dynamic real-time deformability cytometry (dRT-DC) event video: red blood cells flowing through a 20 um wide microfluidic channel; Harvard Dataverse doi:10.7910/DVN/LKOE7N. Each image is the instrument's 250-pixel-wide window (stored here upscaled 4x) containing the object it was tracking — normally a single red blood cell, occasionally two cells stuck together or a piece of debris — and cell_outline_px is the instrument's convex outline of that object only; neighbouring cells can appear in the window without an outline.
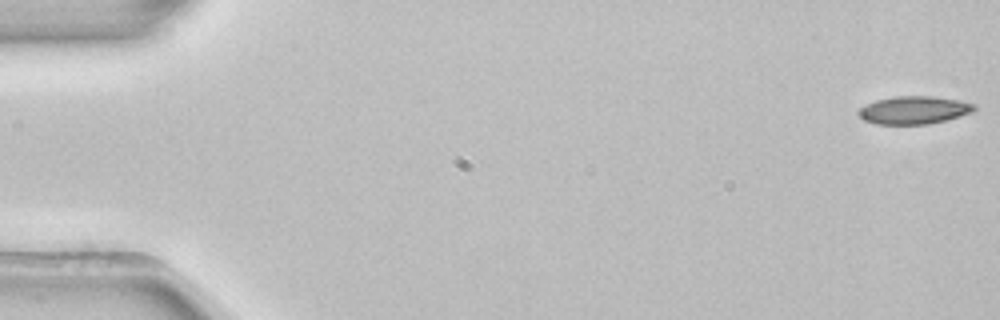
{"species": "common noctule bat (a hibernating species)", "species_latin": "Nyctalus noctula", "temperature_condition": "room temperature", "stored_images_in_passage": 53, "camera_frame_rate_fps": 3000, "um_per_image_px": 0.085, "animal": {"sex": "female", "body_mass_g": 22.7, "forearm_length_mm": 54.2}, "frame": {"image": 1, "passage_image": 1, "time_ms": 0.0, "image_size_px": [1000, 320], "cell_outline_px": [[976, 108], [972, 112], [960, 116], [928, 124], [876, 124], [864, 120], [860, 116], [860, 108], [876, 100], [896, 96], [932, 96], [960, 100], [976, 104]], "centroid_in_image_um": [77.73, 9.35], "position_along_channel_um": 7.3, "area_um2": 18.61}}
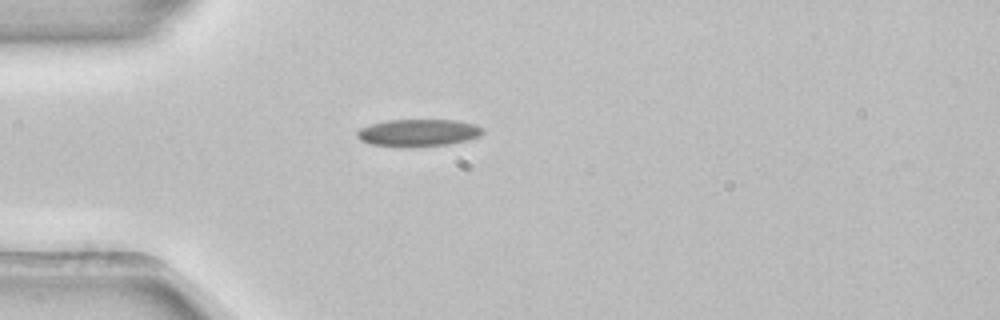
{"frame": {"image": 2, "passage_image": 15, "time_ms": 4.667, "image_size_px": [1000, 320], "cell_outline_px": [[484, 132], [480, 136], [448, 144], [408, 148], [372, 144], [360, 140], [356, 136], [356, 132], [360, 128], [372, 124], [388, 120], [456, 120], [476, 124], [484, 128]], "centroid_in_image_um": [35.56, 11.29], "position_along_channel_um": 49.4, "area_um2": 20.06}}
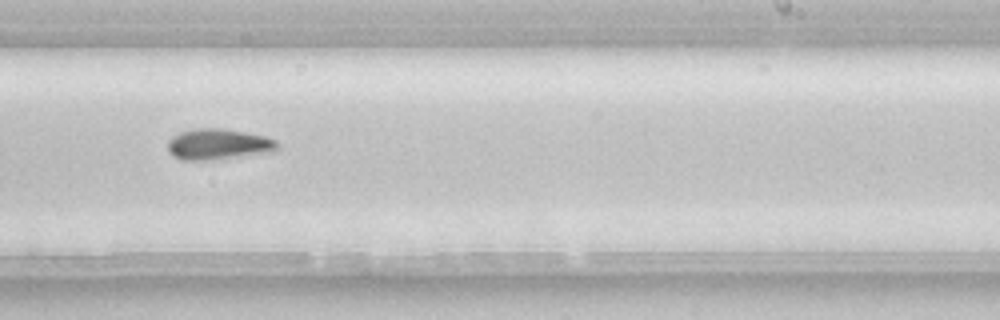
{"frame": {"image": 3, "passage_image": 33, "time_ms": 10.667, "image_size_px": [1000, 320], "cell_outline_px": [[280, 148], [272, 152], [212, 160], [180, 160], [172, 156], [168, 152], [168, 140], [172, 136], [180, 132], [196, 128], [220, 128], [244, 132], [264, 136], [276, 140]], "centroid_in_image_um": [18.53, 12.27], "position_along_channel_um": 270.5, "area_um2": 19.88}, "authors_computed_cell_mechanics": {"area_um2": 19.0162, "velocity_mm_per_s": 3.9136, "shape_relaxation_time_tau1_ms": 3.9808, "shape_relaxation_time_tau2_ms": null, "deformation_change_tau1": 0.1169, "deformation_change_tau2": null}}